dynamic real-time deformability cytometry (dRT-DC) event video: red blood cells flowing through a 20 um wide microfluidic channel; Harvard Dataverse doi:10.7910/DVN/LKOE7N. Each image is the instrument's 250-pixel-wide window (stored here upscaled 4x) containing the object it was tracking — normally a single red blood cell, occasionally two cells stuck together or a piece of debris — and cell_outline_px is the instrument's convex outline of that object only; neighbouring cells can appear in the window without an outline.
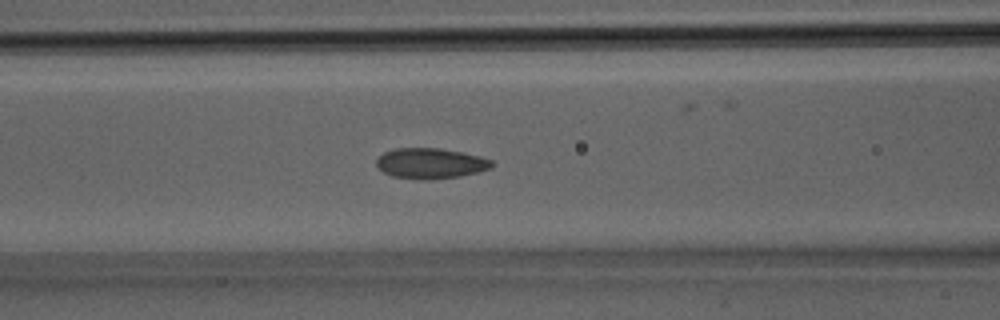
{"species": "Egyptian fruit bat (a non-hibernating species)", "species_latin": "Rousettus aegyptiacus", "temperature_condition": "room temperature", "stored_images_in_passage": 23, "camera_frame_rate_fps": 3000, "um_per_image_px": 0.085, "animal": {"sex": "male"}, "frame": {"image": 1, "passage_image": 6, "time_ms": 1.667, "image_size_px": [1000, 320], "cell_outline_px": [[496, 164], [492, 168], [460, 176], [428, 180], [424, 180], [392, 176], [384, 172], [376, 164], [376, 160], [384, 152], [396, 148], [440, 148], [464, 152], [480, 156], [492, 160]], "centroid_in_image_um": [36.64, 13.88], "position_along_channel_um": 130.0, "area_um2": 20.58}}
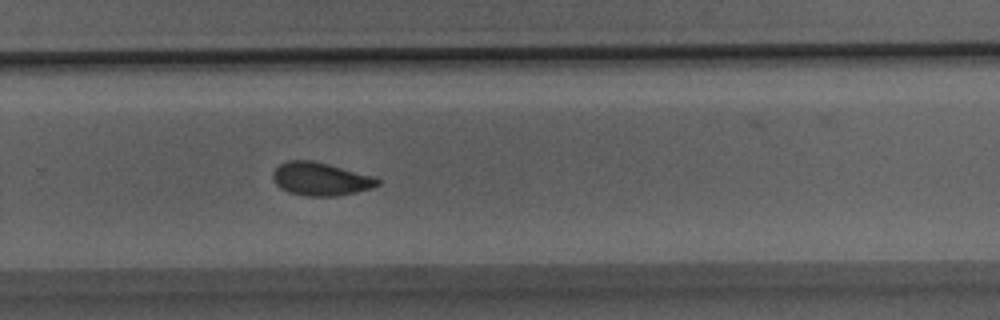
{"frame": {"image": 2, "passage_image": 14, "time_ms": 4.333, "image_size_px": [1000, 320], "cell_outline_px": [[380, 184], [372, 188], [356, 192], [336, 196], [304, 196], [288, 192], [280, 188], [276, 184], [272, 176], [272, 172], [280, 164], [288, 160], [312, 160], [376, 176], [380, 180]], "centroid_in_image_um": [27.26, 15.21], "position_along_channel_um": 302.5, "area_um2": 20.4}}
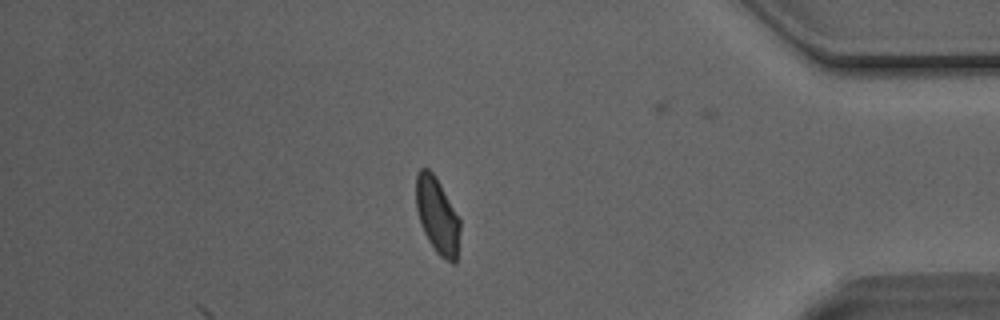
{"frame": {"image": 3, "passage_image": 20, "time_ms": 6.333, "image_size_px": [1000, 320], "cell_outline_px": [[460, 232], [456, 264], [452, 264], [440, 256], [436, 252], [428, 240], [420, 224], [416, 208], [416, 176], [420, 168], [428, 168], [436, 176], [460, 220]], "centroid_in_image_um": [37.17, 18.34], "position_along_channel_um": 398.0, "area_um2": 19.59}}